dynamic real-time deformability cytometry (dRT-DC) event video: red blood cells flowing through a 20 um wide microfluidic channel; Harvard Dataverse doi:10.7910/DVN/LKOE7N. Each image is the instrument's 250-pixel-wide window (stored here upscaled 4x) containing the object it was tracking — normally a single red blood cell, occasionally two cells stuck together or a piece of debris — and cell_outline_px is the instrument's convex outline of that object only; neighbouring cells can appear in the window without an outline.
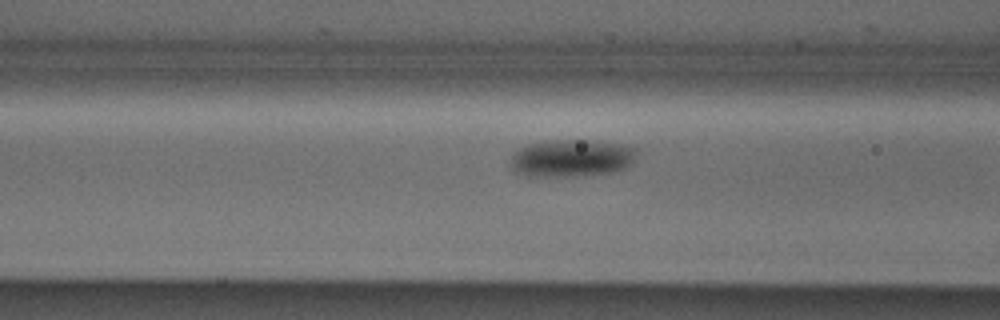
{"species": "Egyptian fruit bat (a non-hibernating species)", "species_latin": "Rousettus aegyptiacus", "temperature_condition": "cold", "stored_images_in_passage": 18, "camera_frame_rate_fps": 3000, "um_per_image_px": 0.085, "animal": {"sex": "male"}, "frame": {"image": 1, "passage_image": 17, "time_ms": 5.333, "image_size_px": [1000, 320], "cell_outline_px": [[636, 156], [632, 164], [628, 168], [612, 172], [568, 176], [528, 176], [516, 172], [512, 168], [508, 160], [520, 148], [528, 144], [544, 140], [584, 140], [620, 144], [636, 148]], "centroid_in_image_um": [48.57, 13.44], "position_along_channel_um": 118.0, "area_um2": 27.51}}